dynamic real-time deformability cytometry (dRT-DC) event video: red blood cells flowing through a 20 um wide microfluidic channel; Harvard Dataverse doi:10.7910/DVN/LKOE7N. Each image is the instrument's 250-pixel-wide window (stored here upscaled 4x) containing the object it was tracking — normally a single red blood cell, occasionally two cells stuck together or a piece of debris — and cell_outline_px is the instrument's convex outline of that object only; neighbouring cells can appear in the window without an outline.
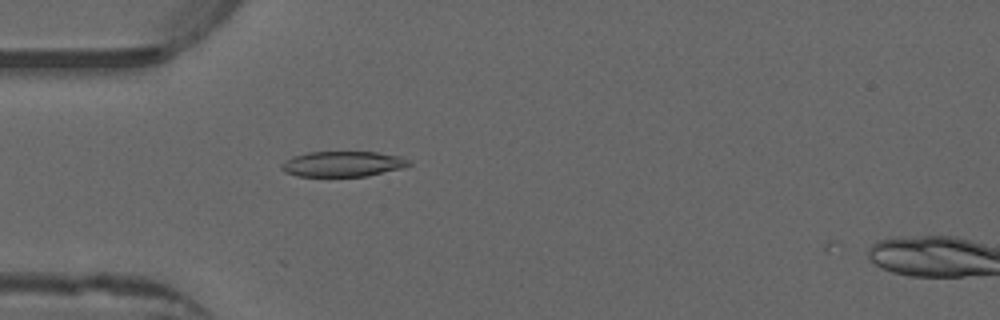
{"species": "common noctule bat (a hibernating species)", "species_latin": "Nyctalus noctula", "temperature_condition": "warm", "stored_images_in_passage": 3, "camera_frame_rate_fps": 3000, "um_per_image_px": 0.085, "animal": {"sex": "male", "forearm_length_mm": 52.5}, "frame": {"image": 1, "passage_image": 2, "time_ms": 0.333, "image_size_px": [1000, 320], "cell_outline_px": [[412, 164], [400, 168], [368, 176], [296, 176], [284, 172], [280, 168], [280, 164], [284, 160], [292, 156], [308, 152], [376, 152], [400, 156], [412, 160]], "centroid_in_image_um": [29.1, 13.93], "position_along_channel_um": 55.9, "area_um2": 19.02}}